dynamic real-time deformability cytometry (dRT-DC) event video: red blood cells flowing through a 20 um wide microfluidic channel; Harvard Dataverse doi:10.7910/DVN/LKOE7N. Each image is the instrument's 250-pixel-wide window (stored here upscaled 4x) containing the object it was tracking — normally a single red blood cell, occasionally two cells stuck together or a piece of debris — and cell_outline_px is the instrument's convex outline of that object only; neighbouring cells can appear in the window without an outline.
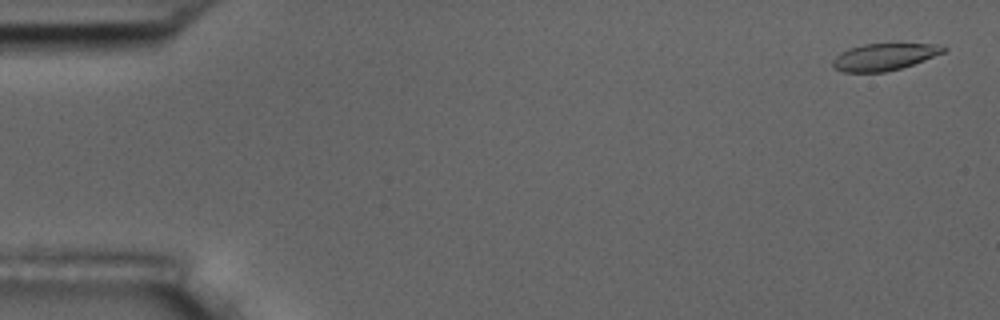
{"species": "common noctule bat (a hibernating species)", "species_latin": "Nyctalus noctula", "temperature_condition": "room temperature", "stored_images_in_passage": 56, "camera_frame_rate_fps": 3000, "um_per_image_px": 0.085, "animal": {"sex": "male", "body_mass_g": 17.5, "forearm_length_mm": 52.3}, "frame": {"image": 1, "passage_image": 2, "time_ms": 0.333, "image_size_px": [1000, 320], "cell_outline_px": [[948, 48], [944, 52], [924, 60], [900, 68], [884, 72], [844, 72], [836, 68], [832, 64], [832, 60], [840, 52], [848, 48], [864, 44], [932, 44]], "centroid_in_image_um": [75.11, 4.83], "position_along_channel_um": 9.9, "area_um2": 17.11}}
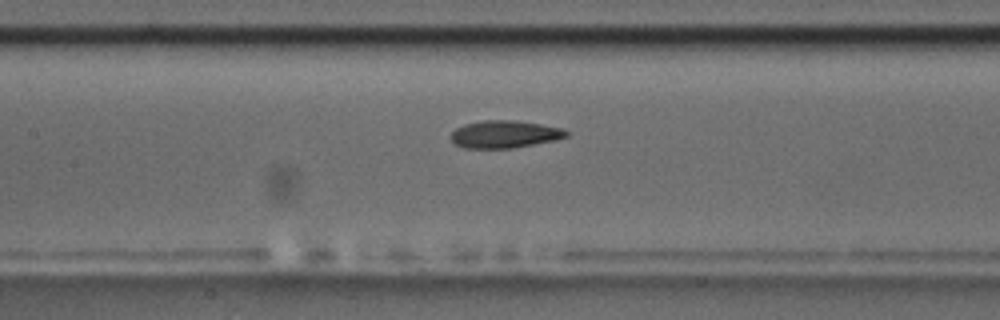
{"frame": {"image": 2, "passage_image": 26, "time_ms": 8.333, "image_size_px": [1000, 320], "cell_outline_px": [[568, 136], [556, 140], [512, 148], [464, 148], [456, 144], [452, 140], [452, 132], [456, 128], [464, 124], [484, 120], [516, 120], [564, 128], [568, 132]], "centroid_in_image_um": [42.92, 11.4], "position_along_channel_um": 164.5, "area_um2": 18.44}}
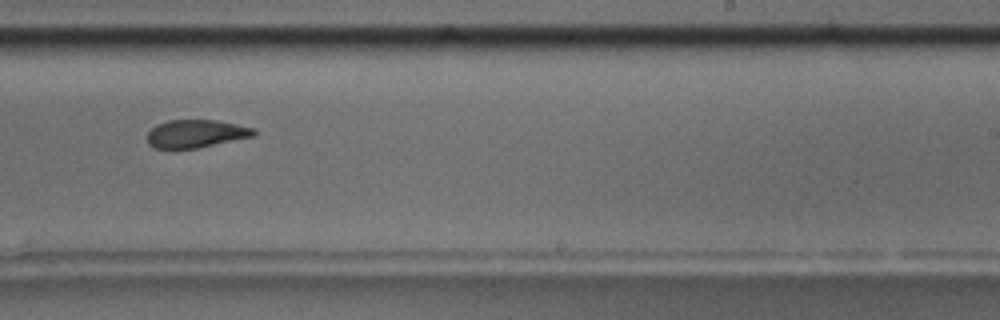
{"frame": {"image": 3, "passage_image": 35, "time_ms": 11.333, "image_size_px": [1000, 320], "cell_outline_px": [[256, 136], [196, 148], [152, 148], [148, 144], [148, 132], [156, 124], [168, 120], [216, 120], [256, 128]], "centroid_in_image_um": [16.67, 11.36], "position_along_channel_um": 272.3, "area_um2": 17.4}, "authors_computed_cell_mechanics": {"area_um2": 18.4382, "velocity_mm_per_s": 3.6146, "shape_relaxation_time_tau1_ms": 7.3761, "shape_relaxation_time_tau2_ms": 3.2772, "deformation_change_tau1": 0.1803, "deformation_change_tau2": 0.0734}}